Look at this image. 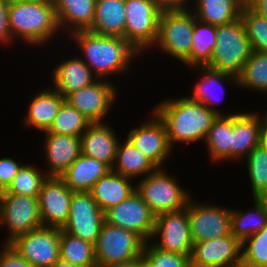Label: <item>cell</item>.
Wrapping results in <instances>:
<instances>
[{
	"mask_svg": "<svg viewBox=\"0 0 267 267\" xmlns=\"http://www.w3.org/2000/svg\"><path fill=\"white\" fill-rule=\"evenodd\" d=\"M51 267H77L71 265L70 263L63 261L62 259H58Z\"/></svg>",
	"mask_w": 267,
	"mask_h": 267,
	"instance_id": "cell-49",
	"label": "cell"
},
{
	"mask_svg": "<svg viewBox=\"0 0 267 267\" xmlns=\"http://www.w3.org/2000/svg\"><path fill=\"white\" fill-rule=\"evenodd\" d=\"M253 0H243L244 5H249Z\"/></svg>",
	"mask_w": 267,
	"mask_h": 267,
	"instance_id": "cell-54",
	"label": "cell"
},
{
	"mask_svg": "<svg viewBox=\"0 0 267 267\" xmlns=\"http://www.w3.org/2000/svg\"><path fill=\"white\" fill-rule=\"evenodd\" d=\"M90 124L91 122L87 117L64 101L49 130L42 133L81 137Z\"/></svg>",
	"mask_w": 267,
	"mask_h": 267,
	"instance_id": "cell-36",
	"label": "cell"
},
{
	"mask_svg": "<svg viewBox=\"0 0 267 267\" xmlns=\"http://www.w3.org/2000/svg\"><path fill=\"white\" fill-rule=\"evenodd\" d=\"M240 18L253 51L267 54V18L254 12L248 5H243Z\"/></svg>",
	"mask_w": 267,
	"mask_h": 267,
	"instance_id": "cell-38",
	"label": "cell"
},
{
	"mask_svg": "<svg viewBox=\"0 0 267 267\" xmlns=\"http://www.w3.org/2000/svg\"><path fill=\"white\" fill-rule=\"evenodd\" d=\"M165 168H157L136 183V192L157 216L186 208L191 193L182 188L175 176Z\"/></svg>",
	"mask_w": 267,
	"mask_h": 267,
	"instance_id": "cell-5",
	"label": "cell"
},
{
	"mask_svg": "<svg viewBox=\"0 0 267 267\" xmlns=\"http://www.w3.org/2000/svg\"><path fill=\"white\" fill-rule=\"evenodd\" d=\"M193 198L189 199L186 206L193 243L229 235L231 208L198 203Z\"/></svg>",
	"mask_w": 267,
	"mask_h": 267,
	"instance_id": "cell-13",
	"label": "cell"
},
{
	"mask_svg": "<svg viewBox=\"0 0 267 267\" xmlns=\"http://www.w3.org/2000/svg\"><path fill=\"white\" fill-rule=\"evenodd\" d=\"M152 110L164 122L168 141L173 149L174 144L179 142L191 144L204 141L218 116L205 105L188 97L165 99Z\"/></svg>",
	"mask_w": 267,
	"mask_h": 267,
	"instance_id": "cell-2",
	"label": "cell"
},
{
	"mask_svg": "<svg viewBox=\"0 0 267 267\" xmlns=\"http://www.w3.org/2000/svg\"><path fill=\"white\" fill-rule=\"evenodd\" d=\"M105 267H139V258H136L128 262L113 264V265L105 266Z\"/></svg>",
	"mask_w": 267,
	"mask_h": 267,
	"instance_id": "cell-48",
	"label": "cell"
},
{
	"mask_svg": "<svg viewBox=\"0 0 267 267\" xmlns=\"http://www.w3.org/2000/svg\"><path fill=\"white\" fill-rule=\"evenodd\" d=\"M194 22L195 15L191 9L162 11L153 47L184 63L191 54Z\"/></svg>",
	"mask_w": 267,
	"mask_h": 267,
	"instance_id": "cell-6",
	"label": "cell"
},
{
	"mask_svg": "<svg viewBox=\"0 0 267 267\" xmlns=\"http://www.w3.org/2000/svg\"><path fill=\"white\" fill-rule=\"evenodd\" d=\"M9 3L5 0H0V43L3 45L13 43L10 33L9 19H8Z\"/></svg>",
	"mask_w": 267,
	"mask_h": 267,
	"instance_id": "cell-44",
	"label": "cell"
},
{
	"mask_svg": "<svg viewBox=\"0 0 267 267\" xmlns=\"http://www.w3.org/2000/svg\"><path fill=\"white\" fill-rule=\"evenodd\" d=\"M237 78V87L267 95V54L253 51Z\"/></svg>",
	"mask_w": 267,
	"mask_h": 267,
	"instance_id": "cell-35",
	"label": "cell"
},
{
	"mask_svg": "<svg viewBox=\"0 0 267 267\" xmlns=\"http://www.w3.org/2000/svg\"><path fill=\"white\" fill-rule=\"evenodd\" d=\"M243 5V0H194L191 10L196 19L219 26L239 19Z\"/></svg>",
	"mask_w": 267,
	"mask_h": 267,
	"instance_id": "cell-30",
	"label": "cell"
},
{
	"mask_svg": "<svg viewBox=\"0 0 267 267\" xmlns=\"http://www.w3.org/2000/svg\"><path fill=\"white\" fill-rule=\"evenodd\" d=\"M82 57L98 79L120 75L129 70L135 58L142 55L128 41L119 36L96 34L90 30L76 31L70 34ZM138 56V57H137ZM126 71V72H125Z\"/></svg>",
	"mask_w": 267,
	"mask_h": 267,
	"instance_id": "cell-1",
	"label": "cell"
},
{
	"mask_svg": "<svg viewBox=\"0 0 267 267\" xmlns=\"http://www.w3.org/2000/svg\"><path fill=\"white\" fill-rule=\"evenodd\" d=\"M73 191L60 177H48L41 188L38 203L44 227L63 228L69 216Z\"/></svg>",
	"mask_w": 267,
	"mask_h": 267,
	"instance_id": "cell-18",
	"label": "cell"
},
{
	"mask_svg": "<svg viewBox=\"0 0 267 267\" xmlns=\"http://www.w3.org/2000/svg\"><path fill=\"white\" fill-rule=\"evenodd\" d=\"M261 201L267 204V189L264 191V193L259 197Z\"/></svg>",
	"mask_w": 267,
	"mask_h": 267,
	"instance_id": "cell-51",
	"label": "cell"
},
{
	"mask_svg": "<svg viewBox=\"0 0 267 267\" xmlns=\"http://www.w3.org/2000/svg\"><path fill=\"white\" fill-rule=\"evenodd\" d=\"M8 19L13 41L21 39L32 47L52 41L60 29L52 0H30L9 4Z\"/></svg>",
	"mask_w": 267,
	"mask_h": 267,
	"instance_id": "cell-3",
	"label": "cell"
},
{
	"mask_svg": "<svg viewBox=\"0 0 267 267\" xmlns=\"http://www.w3.org/2000/svg\"><path fill=\"white\" fill-rule=\"evenodd\" d=\"M91 123L81 135V154L104 162L113 167L119 139L109 123Z\"/></svg>",
	"mask_w": 267,
	"mask_h": 267,
	"instance_id": "cell-20",
	"label": "cell"
},
{
	"mask_svg": "<svg viewBox=\"0 0 267 267\" xmlns=\"http://www.w3.org/2000/svg\"><path fill=\"white\" fill-rule=\"evenodd\" d=\"M261 114L244 112L232 115L230 160H244L260 142Z\"/></svg>",
	"mask_w": 267,
	"mask_h": 267,
	"instance_id": "cell-21",
	"label": "cell"
},
{
	"mask_svg": "<svg viewBox=\"0 0 267 267\" xmlns=\"http://www.w3.org/2000/svg\"><path fill=\"white\" fill-rule=\"evenodd\" d=\"M248 6L260 16L267 18V0H253Z\"/></svg>",
	"mask_w": 267,
	"mask_h": 267,
	"instance_id": "cell-46",
	"label": "cell"
},
{
	"mask_svg": "<svg viewBox=\"0 0 267 267\" xmlns=\"http://www.w3.org/2000/svg\"><path fill=\"white\" fill-rule=\"evenodd\" d=\"M52 1L61 32L66 33L67 31L70 35L76 31L89 30L92 27L96 0Z\"/></svg>",
	"mask_w": 267,
	"mask_h": 267,
	"instance_id": "cell-24",
	"label": "cell"
},
{
	"mask_svg": "<svg viewBox=\"0 0 267 267\" xmlns=\"http://www.w3.org/2000/svg\"><path fill=\"white\" fill-rule=\"evenodd\" d=\"M158 9L162 11L190 10L188 3L194 0H155Z\"/></svg>",
	"mask_w": 267,
	"mask_h": 267,
	"instance_id": "cell-45",
	"label": "cell"
},
{
	"mask_svg": "<svg viewBox=\"0 0 267 267\" xmlns=\"http://www.w3.org/2000/svg\"><path fill=\"white\" fill-rule=\"evenodd\" d=\"M134 179L116 173L112 169L101 177L89 191L100 209L105 212L128 198L136 186Z\"/></svg>",
	"mask_w": 267,
	"mask_h": 267,
	"instance_id": "cell-26",
	"label": "cell"
},
{
	"mask_svg": "<svg viewBox=\"0 0 267 267\" xmlns=\"http://www.w3.org/2000/svg\"><path fill=\"white\" fill-rule=\"evenodd\" d=\"M216 33L217 26L202 22L195 16L191 54L183 65H188V68L207 66L216 46Z\"/></svg>",
	"mask_w": 267,
	"mask_h": 267,
	"instance_id": "cell-32",
	"label": "cell"
},
{
	"mask_svg": "<svg viewBox=\"0 0 267 267\" xmlns=\"http://www.w3.org/2000/svg\"><path fill=\"white\" fill-rule=\"evenodd\" d=\"M44 134L43 152L48 166L45 172L48 177H60L81 155V137Z\"/></svg>",
	"mask_w": 267,
	"mask_h": 267,
	"instance_id": "cell-19",
	"label": "cell"
},
{
	"mask_svg": "<svg viewBox=\"0 0 267 267\" xmlns=\"http://www.w3.org/2000/svg\"><path fill=\"white\" fill-rule=\"evenodd\" d=\"M4 189L0 186V207L2 203V197H3Z\"/></svg>",
	"mask_w": 267,
	"mask_h": 267,
	"instance_id": "cell-53",
	"label": "cell"
},
{
	"mask_svg": "<svg viewBox=\"0 0 267 267\" xmlns=\"http://www.w3.org/2000/svg\"><path fill=\"white\" fill-rule=\"evenodd\" d=\"M123 142H119L115 162L111 168L113 171L125 177L138 180L139 178L137 177L142 176L143 178L158 168L127 138Z\"/></svg>",
	"mask_w": 267,
	"mask_h": 267,
	"instance_id": "cell-29",
	"label": "cell"
},
{
	"mask_svg": "<svg viewBox=\"0 0 267 267\" xmlns=\"http://www.w3.org/2000/svg\"><path fill=\"white\" fill-rule=\"evenodd\" d=\"M23 163L15 161L13 158H0V186L5 190L17 175Z\"/></svg>",
	"mask_w": 267,
	"mask_h": 267,
	"instance_id": "cell-43",
	"label": "cell"
},
{
	"mask_svg": "<svg viewBox=\"0 0 267 267\" xmlns=\"http://www.w3.org/2000/svg\"><path fill=\"white\" fill-rule=\"evenodd\" d=\"M118 88L113 82L98 79L77 92L68 94L65 101L76 108L91 123L104 122L117 98Z\"/></svg>",
	"mask_w": 267,
	"mask_h": 267,
	"instance_id": "cell-16",
	"label": "cell"
},
{
	"mask_svg": "<svg viewBox=\"0 0 267 267\" xmlns=\"http://www.w3.org/2000/svg\"><path fill=\"white\" fill-rule=\"evenodd\" d=\"M60 259L77 267H97L94 244L61 228Z\"/></svg>",
	"mask_w": 267,
	"mask_h": 267,
	"instance_id": "cell-34",
	"label": "cell"
},
{
	"mask_svg": "<svg viewBox=\"0 0 267 267\" xmlns=\"http://www.w3.org/2000/svg\"><path fill=\"white\" fill-rule=\"evenodd\" d=\"M259 146L267 151V117H261V127H260V142Z\"/></svg>",
	"mask_w": 267,
	"mask_h": 267,
	"instance_id": "cell-47",
	"label": "cell"
},
{
	"mask_svg": "<svg viewBox=\"0 0 267 267\" xmlns=\"http://www.w3.org/2000/svg\"><path fill=\"white\" fill-rule=\"evenodd\" d=\"M5 1H7L9 4H12L16 2H25V1H30V0H5Z\"/></svg>",
	"mask_w": 267,
	"mask_h": 267,
	"instance_id": "cell-52",
	"label": "cell"
},
{
	"mask_svg": "<svg viewBox=\"0 0 267 267\" xmlns=\"http://www.w3.org/2000/svg\"><path fill=\"white\" fill-rule=\"evenodd\" d=\"M69 216L63 230L92 244L100 234L105 221L104 212L90 192H73Z\"/></svg>",
	"mask_w": 267,
	"mask_h": 267,
	"instance_id": "cell-14",
	"label": "cell"
},
{
	"mask_svg": "<svg viewBox=\"0 0 267 267\" xmlns=\"http://www.w3.org/2000/svg\"><path fill=\"white\" fill-rule=\"evenodd\" d=\"M253 202V207L247 211L231 208L230 233L241 242L267 224V204L259 198H253Z\"/></svg>",
	"mask_w": 267,
	"mask_h": 267,
	"instance_id": "cell-31",
	"label": "cell"
},
{
	"mask_svg": "<svg viewBox=\"0 0 267 267\" xmlns=\"http://www.w3.org/2000/svg\"><path fill=\"white\" fill-rule=\"evenodd\" d=\"M151 112L152 116L131 129L126 138L158 168H164V163L174 149L169 144L164 122L154 111Z\"/></svg>",
	"mask_w": 267,
	"mask_h": 267,
	"instance_id": "cell-17",
	"label": "cell"
},
{
	"mask_svg": "<svg viewBox=\"0 0 267 267\" xmlns=\"http://www.w3.org/2000/svg\"><path fill=\"white\" fill-rule=\"evenodd\" d=\"M245 160L253 198H259L267 189V151L258 146Z\"/></svg>",
	"mask_w": 267,
	"mask_h": 267,
	"instance_id": "cell-39",
	"label": "cell"
},
{
	"mask_svg": "<svg viewBox=\"0 0 267 267\" xmlns=\"http://www.w3.org/2000/svg\"><path fill=\"white\" fill-rule=\"evenodd\" d=\"M52 87L64 98L98 80L88 65L79 57L65 59L53 68Z\"/></svg>",
	"mask_w": 267,
	"mask_h": 267,
	"instance_id": "cell-22",
	"label": "cell"
},
{
	"mask_svg": "<svg viewBox=\"0 0 267 267\" xmlns=\"http://www.w3.org/2000/svg\"><path fill=\"white\" fill-rule=\"evenodd\" d=\"M104 218L111 225L135 232L145 242L151 241L156 216L136 191L118 205L106 210Z\"/></svg>",
	"mask_w": 267,
	"mask_h": 267,
	"instance_id": "cell-12",
	"label": "cell"
},
{
	"mask_svg": "<svg viewBox=\"0 0 267 267\" xmlns=\"http://www.w3.org/2000/svg\"><path fill=\"white\" fill-rule=\"evenodd\" d=\"M42 226L38 197L3 194L0 207V227H6L9 235L3 244H9L18 236Z\"/></svg>",
	"mask_w": 267,
	"mask_h": 267,
	"instance_id": "cell-9",
	"label": "cell"
},
{
	"mask_svg": "<svg viewBox=\"0 0 267 267\" xmlns=\"http://www.w3.org/2000/svg\"><path fill=\"white\" fill-rule=\"evenodd\" d=\"M149 243L145 242L142 257L150 267H191L189 256L164 251Z\"/></svg>",
	"mask_w": 267,
	"mask_h": 267,
	"instance_id": "cell-41",
	"label": "cell"
},
{
	"mask_svg": "<svg viewBox=\"0 0 267 267\" xmlns=\"http://www.w3.org/2000/svg\"><path fill=\"white\" fill-rule=\"evenodd\" d=\"M139 267H150V265L143 259V257H139Z\"/></svg>",
	"mask_w": 267,
	"mask_h": 267,
	"instance_id": "cell-50",
	"label": "cell"
},
{
	"mask_svg": "<svg viewBox=\"0 0 267 267\" xmlns=\"http://www.w3.org/2000/svg\"><path fill=\"white\" fill-rule=\"evenodd\" d=\"M193 68L196 71L197 70L199 71L201 77L195 83L192 95L187 96L189 99L196 102H200L201 104L209 108L211 111L216 113L218 116H230L240 113V112H231L229 114H225L222 111H220V109H217V107L214 108L215 106H213L215 104L216 105L219 104L217 103V101L220 102V99H217V96L215 95V93L217 92V90L215 91V89L217 88L222 89L221 87L223 86V82H227L228 85L232 83L233 85L238 86V78L236 76L225 72L216 71L207 66H196L192 67V69ZM221 94H222L221 97L225 95L224 92Z\"/></svg>",
	"mask_w": 267,
	"mask_h": 267,
	"instance_id": "cell-23",
	"label": "cell"
},
{
	"mask_svg": "<svg viewBox=\"0 0 267 267\" xmlns=\"http://www.w3.org/2000/svg\"><path fill=\"white\" fill-rule=\"evenodd\" d=\"M158 237L160 240H155ZM151 240L161 250L190 257L193 241L188 210L184 208L157 215Z\"/></svg>",
	"mask_w": 267,
	"mask_h": 267,
	"instance_id": "cell-11",
	"label": "cell"
},
{
	"mask_svg": "<svg viewBox=\"0 0 267 267\" xmlns=\"http://www.w3.org/2000/svg\"><path fill=\"white\" fill-rule=\"evenodd\" d=\"M64 101L65 98L54 88H44L35 93L23 118L24 125L37 129V132L48 131Z\"/></svg>",
	"mask_w": 267,
	"mask_h": 267,
	"instance_id": "cell-25",
	"label": "cell"
},
{
	"mask_svg": "<svg viewBox=\"0 0 267 267\" xmlns=\"http://www.w3.org/2000/svg\"><path fill=\"white\" fill-rule=\"evenodd\" d=\"M0 267H34L23 258L10 244H2Z\"/></svg>",
	"mask_w": 267,
	"mask_h": 267,
	"instance_id": "cell-42",
	"label": "cell"
},
{
	"mask_svg": "<svg viewBox=\"0 0 267 267\" xmlns=\"http://www.w3.org/2000/svg\"><path fill=\"white\" fill-rule=\"evenodd\" d=\"M48 178L46 172L40 171L35 165L23 164L18 170L3 194H15L38 197L44 181Z\"/></svg>",
	"mask_w": 267,
	"mask_h": 267,
	"instance_id": "cell-37",
	"label": "cell"
},
{
	"mask_svg": "<svg viewBox=\"0 0 267 267\" xmlns=\"http://www.w3.org/2000/svg\"><path fill=\"white\" fill-rule=\"evenodd\" d=\"M216 40L207 67L238 77L253 52L241 18L217 26Z\"/></svg>",
	"mask_w": 267,
	"mask_h": 267,
	"instance_id": "cell-4",
	"label": "cell"
},
{
	"mask_svg": "<svg viewBox=\"0 0 267 267\" xmlns=\"http://www.w3.org/2000/svg\"><path fill=\"white\" fill-rule=\"evenodd\" d=\"M111 168L102 161L81 154L60 176L73 192H89Z\"/></svg>",
	"mask_w": 267,
	"mask_h": 267,
	"instance_id": "cell-27",
	"label": "cell"
},
{
	"mask_svg": "<svg viewBox=\"0 0 267 267\" xmlns=\"http://www.w3.org/2000/svg\"><path fill=\"white\" fill-rule=\"evenodd\" d=\"M242 267H267V224L242 242Z\"/></svg>",
	"mask_w": 267,
	"mask_h": 267,
	"instance_id": "cell-40",
	"label": "cell"
},
{
	"mask_svg": "<svg viewBox=\"0 0 267 267\" xmlns=\"http://www.w3.org/2000/svg\"><path fill=\"white\" fill-rule=\"evenodd\" d=\"M232 140V115L217 116L208 130L203 143L207 146L209 159L213 162H230V145ZM226 160V161H225Z\"/></svg>",
	"mask_w": 267,
	"mask_h": 267,
	"instance_id": "cell-33",
	"label": "cell"
},
{
	"mask_svg": "<svg viewBox=\"0 0 267 267\" xmlns=\"http://www.w3.org/2000/svg\"><path fill=\"white\" fill-rule=\"evenodd\" d=\"M57 227H40L15 238L9 244L34 267H51L60 259Z\"/></svg>",
	"mask_w": 267,
	"mask_h": 267,
	"instance_id": "cell-10",
	"label": "cell"
},
{
	"mask_svg": "<svg viewBox=\"0 0 267 267\" xmlns=\"http://www.w3.org/2000/svg\"><path fill=\"white\" fill-rule=\"evenodd\" d=\"M124 39L140 53L154 46L161 11L155 0H125Z\"/></svg>",
	"mask_w": 267,
	"mask_h": 267,
	"instance_id": "cell-8",
	"label": "cell"
},
{
	"mask_svg": "<svg viewBox=\"0 0 267 267\" xmlns=\"http://www.w3.org/2000/svg\"><path fill=\"white\" fill-rule=\"evenodd\" d=\"M125 24V0H96L90 31L124 38Z\"/></svg>",
	"mask_w": 267,
	"mask_h": 267,
	"instance_id": "cell-28",
	"label": "cell"
},
{
	"mask_svg": "<svg viewBox=\"0 0 267 267\" xmlns=\"http://www.w3.org/2000/svg\"><path fill=\"white\" fill-rule=\"evenodd\" d=\"M189 260L191 267H241L242 242L231 233L195 242Z\"/></svg>",
	"mask_w": 267,
	"mask_h": 267,
	"instance_id": "cell-15",
	"label": "cell"
},
{
	"mask_svg": "<svg viewBox=\"0 0 267 267\" xmlns=\"http://www.w3.org/2000/svg\"><path fill=\"white\" fill-rule=\"evenodd\" d=\"M145 241L135 232L104 221L94 244L97 267L134 260L143 255Z\"/></svg>",
	"mask_w": 267,
	"mask_h": 267,
	"instance_id": "cell-7",
	"label": "cell"
}]
</instances>
